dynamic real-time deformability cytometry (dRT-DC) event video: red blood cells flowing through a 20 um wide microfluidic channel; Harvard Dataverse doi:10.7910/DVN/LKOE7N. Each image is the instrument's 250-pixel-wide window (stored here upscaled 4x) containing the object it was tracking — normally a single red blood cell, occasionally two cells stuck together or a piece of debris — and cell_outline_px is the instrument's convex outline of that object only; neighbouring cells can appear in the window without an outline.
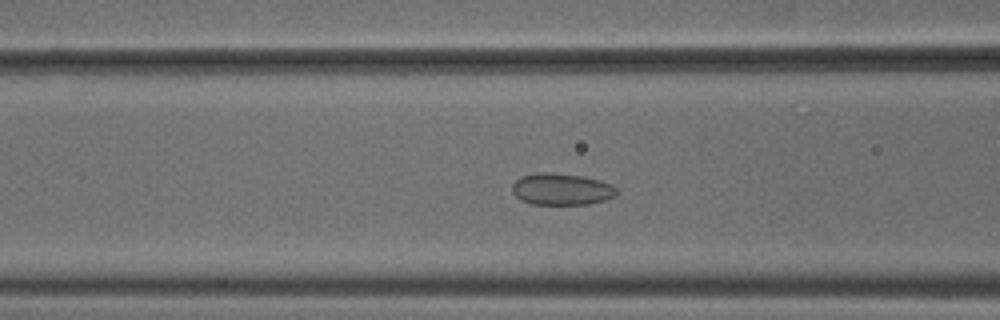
{"species": "common noctule bat (a hibernating species)", "species_latin": "Nyctalus noctula", "temperature_condition": "cold", "stored_images_in_passage": 54, "camera_frame_rate_fps": 3000, "um_per_image_px": 0.085, "animal": {"sex": "male", "body_mass_g": 18.8}, "frame": {"image": 1, "passage_image": 22, "time_ms": 7.0, "image_size_px": [1000, 320], "cell_outline_px": [[616, 196], [604, 200], [588, 204], [532, 204], [520, 200], [512, 192], [512, 184], [520, 176], [540, 172], [548, 172], [584, 176], [600, 180], [612, 184], [616, 188]], "centroid_in_image_um": [47.72, 16.07], "position_along_channel_um": 118.9, "area_um2": 19.42}}
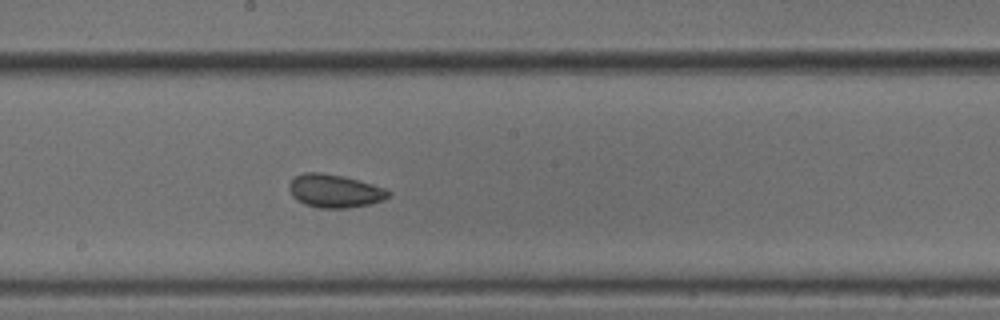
{"frame": {"image": 2, "passage_image": 30, "time_ms": 9.667, "image_size_px": [1000, 320], "cell_outline_px": [[392, 192], [384, 200], [368, 204], [348, 208], [320, 208], [304, 204], [296, 200], [292, 196], [288, 188], [288, 184], [296, 176], [304, 172], [320, 172], [344, 176], [372, 184], [384, 188]], "centroid_in_image_um": [28.42, 16.23], "position_along_channel_um": 219.8, "area_um2": 19.25}}
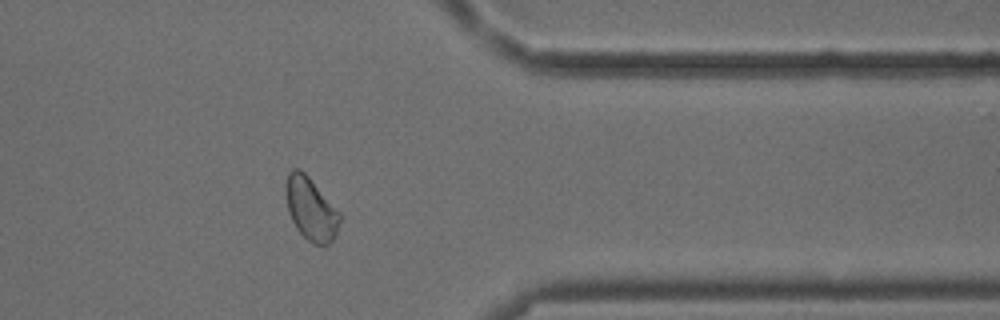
{"frame": {"image": 3, "passage_image": 44, "time_ms": 14.333, "image_size_px": [1000, 320], "cell_outline_px": [[340, 220], [336, 232], [332, 240], [328, 244], [312, 244], [296, 228], [288, 212], [284, 192], [284, 184], [288, 172], [292, 168], [296, 168], [304, 172], [308, 176], [340, 212]], "centroid_in_image_um": [26.38, 17.72], "position_along_channel_um": 385.0, "area_um2": 19.77}, "authors_computed_cell_mechanics": {"area_um2": 19.8832, "velocity_mm_per_s": 3.7758, "shape_relaxation_time_tau1_ms": 7.1206, "shape_relaxation_time_tau2_ms": 1.7057, "deformation_change_tau1": 0.051, "deformation_change_tau2": 0.0561}}